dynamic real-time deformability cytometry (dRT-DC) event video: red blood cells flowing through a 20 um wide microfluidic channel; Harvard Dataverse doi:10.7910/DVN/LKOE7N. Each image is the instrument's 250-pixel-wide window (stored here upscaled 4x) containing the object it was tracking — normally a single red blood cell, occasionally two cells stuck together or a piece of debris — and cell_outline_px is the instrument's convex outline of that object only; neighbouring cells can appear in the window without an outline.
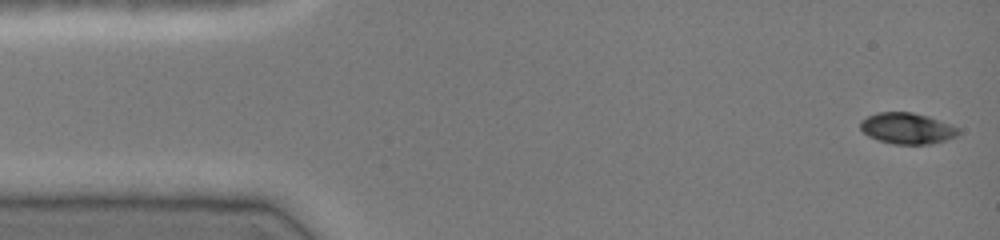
{"species": "common noctule bat (a hibernating species)", "species_latin": "Nyctalus noctula", "temperature_condition": "cold", "stored_images_in_passage": 46, "camera_frame_rate_fps": 3000, "um_per_image_px": 0.085, "animal": {"sex": "female", "body_mass_g": 19.0, "forearm_length_mm": 51.5}, "frame": {"image": 1, "passage_image": 1, "time_ms": 0.0, "image_size_px": [1000, 240], "cell_outline_px": [[960, 132], [956, 136], [932, 144], [896, 144], [880, 140], [868, 136], [860, 128], [860, 120], [876, 112], [912, 112], [928, 116], [952, 124]], "centroid_in_image_um": [77.1, 10.9], "position_along_channel_um": 7.9, "area_um2": 17.69}}
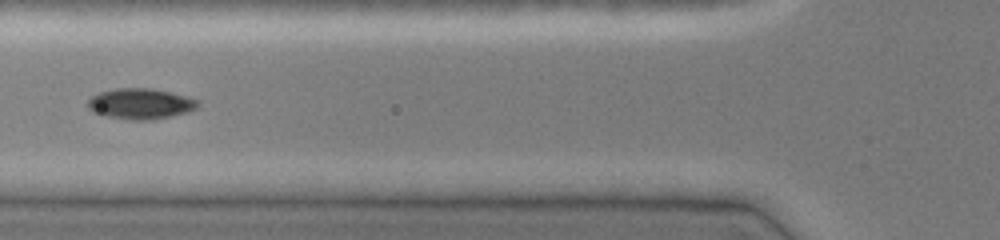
{"frame": {"image": 2, "passage_image": 17, "time_ms": 5.333, "image_size_px": [1000, 240], "cell_outline_px": [[200, 104], [196, 108], [188, 112], [148, 120], [132, 120], [108, 116], [92, 112], [88, 108], [88, 100], [92, 96], [100, 92], [116, 88], [152, 88], [188, 96], [200, 100]], "centroid_in_image_um": [11.96, 8.8], "position_along_channel_um": 113.8, "area_um2": 19.65}}
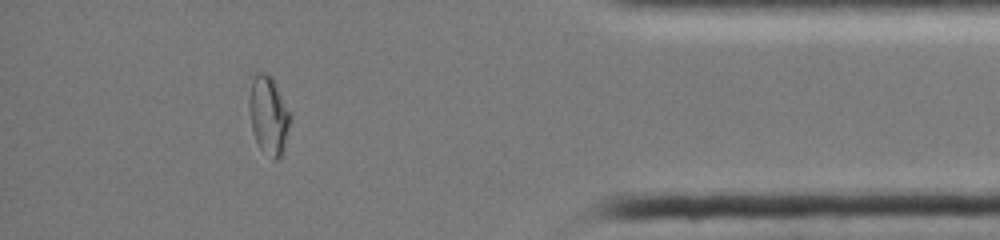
{"frame": {"image": 3, "passage_image": 41, "time_ms": 13.333, "image_size_px": [1000, 240], "cell_outline_px": [[292, 116], [284, 148], [280, 156], [276, 160], [272, 160], [260, 148], [252, 132], [248, 108], [248, 96], [252, 72], [268, 72], [272, 76]], "centroid_in_image_um": [22.8, 9.74], "position_along_channel_um": 412.4, "area_um2": 19.36}, "authors_computed_cell_mechanics": {"area_um2": 18.3804, "velocity_mm_per_s": 4.0766, "shape_relaxation_time_tau1_ms": null, "shape_relaxation_time_tau2_ms": 2.0233, "deformation_change_tau1": null, "deformation_change_tau2": 0.0408}}